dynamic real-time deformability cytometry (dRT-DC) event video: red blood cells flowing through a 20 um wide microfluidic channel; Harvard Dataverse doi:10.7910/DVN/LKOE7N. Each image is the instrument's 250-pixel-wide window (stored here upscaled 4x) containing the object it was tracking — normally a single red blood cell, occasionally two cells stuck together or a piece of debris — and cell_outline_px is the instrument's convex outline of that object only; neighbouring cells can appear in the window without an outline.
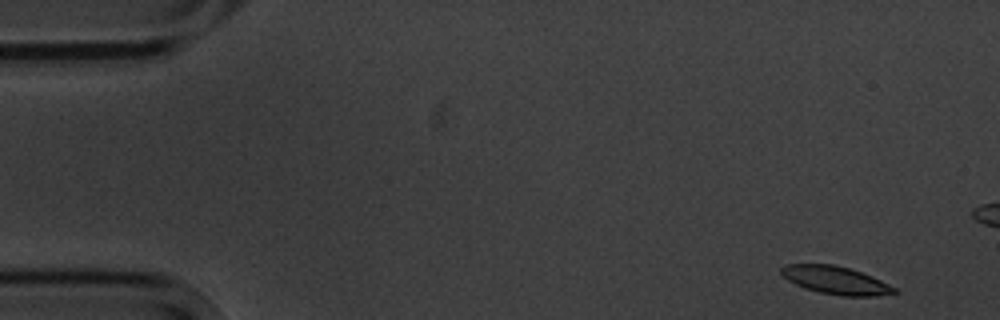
{"species": "common noctule bat (a hibernating species)", "species_latin": "Nyctalus noctula", "temperature_condition": "cold", "stored_images_in_passage": 4, "camera_frame_rate_fps": 3000, "um_per_image_px": 0.085, "animal": {"sex": "male", "body_mass_g": 20.1, "forearm_length_mm": 53.5}, "frame": {"image": 1, "passage_image": 1, "time_ms": 0.0, "image_size_px": [1000, 320], "cell_outline_px": [[900, 292], [876, 296], [840, 296], [820, 292], [804, 288], [788, 280], [780, 272], [780, 268], [784, 264], [832, 264], [848, 268], [872, 276], [896, 288]], "centroid_in_image_um": [71.03, 23.82], "position_along_channel_um": 14.0, "area_um2": 18.32}}